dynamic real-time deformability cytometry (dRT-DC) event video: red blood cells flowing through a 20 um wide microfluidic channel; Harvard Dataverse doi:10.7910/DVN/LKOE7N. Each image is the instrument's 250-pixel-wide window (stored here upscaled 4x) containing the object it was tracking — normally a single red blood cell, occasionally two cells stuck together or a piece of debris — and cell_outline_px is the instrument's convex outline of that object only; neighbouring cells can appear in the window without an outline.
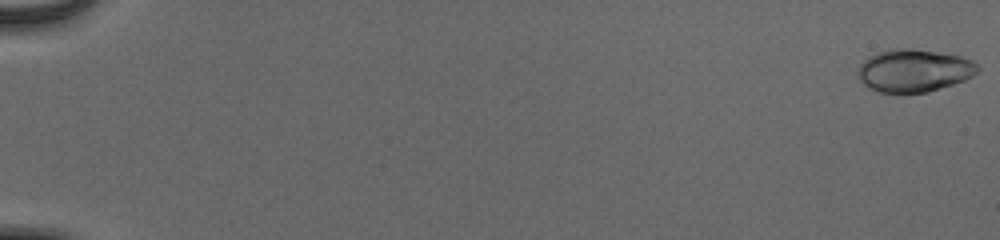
{"species": "human", "species_latin": "Homo sapiens", "temperature_condition": "cold", "stored_images_in_passage": 55, "camera_frame_rate_fps": 3000, "um_per_image_px": 0.085, "donor": {"sex": "male"}, "frame": {"image": 1, "passage_image": 1, "time_ms": 0.0, "image_size_px": [1000, 240], "cell_outline_px": [[980, 68], [972, 76], [964, 80], [928, 92], [880, 92], [868, 88], [860, 80], [856, 72], [860, 64], [868, 56], [876, 52], [888, 48], [912, 48], [960, 56], [972, 60]], "centroid_in_image_um": [77.64, 5.98], "position_along_channel_um": 7.4, "area_um2": 29.82}}
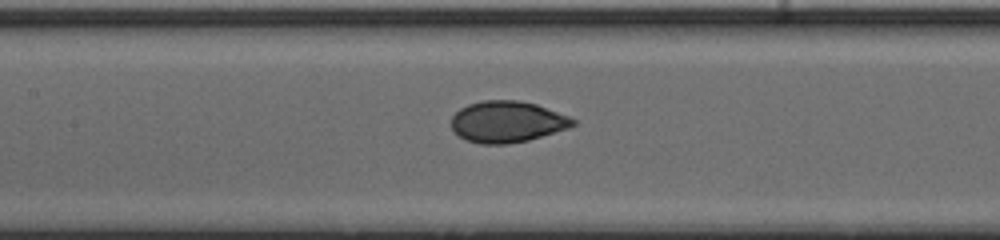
{"frame": {"image": 2, "passage_image": 29, "time_ms": 9.333, "image_size_px": [1000, 240], "cell_outline_px": [[576, 124], [568, 128], [528, 140], [508, 144], [480, 144], [464, 140], [452, 128], [452, 116], [460, 108], [468, 104], [484, 100], [520, 100], [536, 104], [568, 116], [576, 120]], "centroid_in_image_um": [43.1, 10.35], "position_along_channel_um": 164.3, "area_um2": 29.25}}
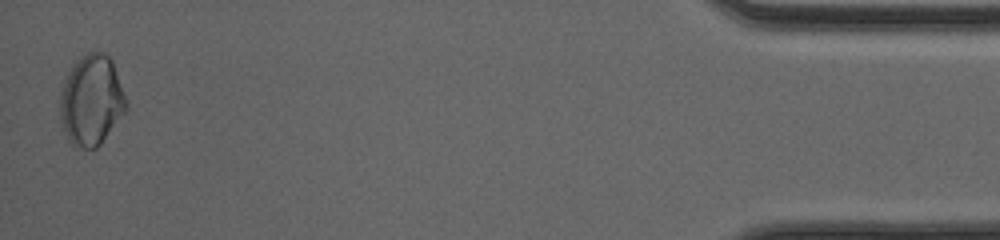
{"frame": {"image": 3, "passage_image": 55, "time_ms": 18.0, "image_size_px": [1000, 240], "cell_outline_px": [[128, 108], [100, 144], [96, 148], [84, 148], [72, 144], [68, 140], [60, 120], [60, 92], [64, 76], [72, 64], [80, 56], [88, 52], [104, 52], [112, 60], [128, 100]], "centroid_in_image_um": [7.76, 8.49], "position_along_channel_um": 427.4, "area_um2": 35.26}, "authors_computed_cell_mechanics": {"area_um2": 29.0734, "velocity_mm_per_s": 3.9153, "shape_relaxation_time_tau1_ms": 3.7132, "shape_relaxation_time_tau2_ms": null, "deformation_change_tau1": 0.1178, "deformation_change_tau2": null}}